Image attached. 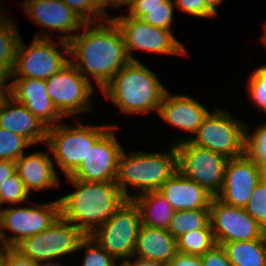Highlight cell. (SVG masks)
Segmentation results:
<instances>
[{
	"instance_id": "cell-1",
	"label": "cell",
	"mask_w": 266,
	"mask_h": 266,
	"mask_svg": "<svg viewBox=\"0 0 266 266\" xmlns=\"http://www.w3.org/2000/svg\"><path fill=\"white\" fill-rule=\"evenodd\" d=\"M95 24L85 23L68 43L72 64L89 82L93 78L102 90L130 60L119 26L113 20Z\"/></svg>"
},
{
	"instance_id": "cell-2",
	"label": "cell",
	"mask_w": 266,
	"mask_h": 266,
	"mask_svg": "<svg viewBox=\"0 0 266 266\" xmlns=\"http://www.w3.org/2000/svg\"><path fill=\"white\" fill-rule=\"evenodd\" d=\"M67 180L76 191L59 198L61 216L90 236L127 201L115 182Z\"/></svg>"
},
{
	"instance_id": "cell-3",
	"label": "cell",
	"mask_w": 266,
	"mask_h": 266,
	"mask_svg": "<svg viewBox=\"0 0 266 266\" xmlns=\"http://www.w3.org/2000/svg\"><path fill=\"white\" fill-rule=\"evenodd\" d=\"M167 89L157 74L139 61H129L101 92L126 114L158 113Z\"/></svg>"
},
{
	"instance_id": "cell-4",
	"label": "cell",
	"mask_w": 266,
	"mask_h": 266,
	"mask_svg": "<svg viewBox=\"0 0 266 266\" xmlns=\"http://www.w3.org/2000/svg\"><path fill=\"white\" fill-rule=\"evenodd\" d=\"M168 152H131L130 155H126L124 150L122 151L115 183L127 200L139 194L159 190L178 171L175 145ZM127 184L138 188L141 192L129 194Z\"/></svg>"
},
{
	"instance_id": "cell-5",
	"label": "cell",
	"mask_w": 266,
	"mask_h": 266,
	"mask_svg": "<svg viewBox=\"0 0 266 266\" xmlns=\"http://www.w3.org/2000/svg\"><path fill=\"white\" fill-rule=\"evenodd\" d=\"M112 126L77 124L69 127V124L64 126L58 123L48 128L46 144L65 177L70 176L80 166L90 148Z\"/></svg>"
},
{
	"instance_id": "cell-6",
	"label": "cell",
	"mask_w": 266,
	"mask_h": 266,
	"mask_svg": "<svg viewBox=\"0 0 266 266\" xmlns=\"http://www.w3.org/2000/svg\"><path fill=\"white\" fill-rule=\"evenodd\" d=\"M44 34H36L29 47L20 38L11 78L46 80L70 62L66 57V54L70 55L69 43L59 40L60 46L65 49L64 52L60 51L57 49L59 45L51 42L50 35Z\"/></svg>"
},
{
	"instance_id": "cell-7",
	"label": "cell",
	"mask_w": 266,
	"mask_h": 266,
	"mask_svg": "<svg viewBox=\"0 0 266 266\" xmlns=\"http://www.w3.org/2000/svg\"><path fill=\"white\" fill-rule=\"evenodd\" d=\"M246 125L228 111L216 108L205 117L194 138L191 136L178 142L189 140L228 159L237 158L245 154Z\"/></svg>"
},
{
	"instance_id": "cell-8",
	"label": "cell",
	"mask_w": 266,
	"mask_h": 266,
	"mask_svg": "<svg viewBox=\"0 0 266 266\" xmlns=\"http://www.w3.org/2000/svg\"><path fill=\"white\" fill-rule=\"evenodd\" d=\"M86 235L61 215L46 230L23 238L13 248L33 262L55 261L61 256L74 254Z\"/></svg>"
},
{
	"instance_id": "cell-9",
	"label": "cell",
	"mask_w": 266,
	"mask_h": 266,
	"mask_svg": "<svg viewBox=\"0 0 266 266\" xmlns=\"http://www.w3.org/2000/svg\"><path fill=\"white\" fill-rule=\"evenodd\" d=\"M174 145L177 151L178 171L216 197L223 185L228 158L192 144L189 140Z\"/></svg>"
},
{
	"instance_id": "cell-10",
	"label": "cell",
	"mask_w": 266,
	"mask_h": 266,
	"mask_svg": "<svg viewBox=\"0 0 266 266\" xmlns=\"http://www.w3.org/2000/svg\"><path fill=\"white\" fill-rule=\"evenodd\" d=\"M140 226L139 210L132 200H127L90 236L115 260L122 262L133 257Z\"/></svg>"
},
{
	"instance_id": "cell-11",
	"label": "cell",
	"mask_w": 266,
	"mask_h": 266,
	"mask_svg": "<svg viewBox=\"0 0 266 266\" xmlns=\"http://www.w3.org/2000/svg\"><path fill=\"white\" fill-rule=\"evenodd\" d=\"M123 33L126 52L130 61H139L133 51H147L169 55H187L185 47L171 30L153 27L142 19L129 15L112 17Z\"/></svg>"
},
{
	"instance_id": "cell-12",
	"label": "cell",
	"mask_w": 266,
	"mask_h": 266,
	"mask_svg": "<svg viewBox=\"0 0 266 266\" xmlns=\"http://www.w3.org/2000/svg\"><path fill=\"white\" fill-rule=\"evenodd\" d=\"M45 83L49 98L63 117L91 111L94 87L71 61Z\"/></svg>"
},
{
	"instance_id": "cell-13",
	"label": "cell",
	"mask_w": 266,
	"mask_h": 266,
	"mask_svg": "<svg viewBox=\"0 0 266 266\" xmlns=\"http://www.w3.org/2000/svg\"><path fill=\"white\" fill-rule=\"evenodd\" d=\"M59 199L35 207H13L0 210V239L4 247H14L23 238L41 233L60 216ZM8 229L14 236L5 234Z\"/></svg>"
},
{
	"instance_id": "cell-14",
	"label": "cell",
	"mask_w": 266,
	"mask_h": 266,
	"mask_svg": "<svg viewBox=\"0 0 266 266\" xmlns=\"http://www.w3.org/2000/svg\"><path fill=\"white\" fill-rule=\"evenodd\" d=\"M209 209L216 244L260 239L266 234L244 208L228 205L213 197Z\"/></svg>"
},
{
	"instance_id": "cell-15",
	"label": "cell",
	"mask_w": 266,
	"mask_h": 266,
	"mask_svg": "<svg viewBox=\"0 0 266 266\" xmlns=\"http://www.w3.org/2000/svg\"><path fill=\"white\" fill-rule=\"evenodd\" d=\"M113 126L90 148L86 159L68 177L84 182H115L118 161L123 151Z\"/></svg>"
},
{
	"instance_id": "cell-16",
	"label": "cell",
	"mask_w": 266,
	"mask_h": 266,
	"mask_svg": "<svg viewBox=\"0 0 266 266\" xmlns=\"http://www.w3.org/2000/svg\"><path fill=\"white\" fill-rule=\"evenodd\" d=\"M261 179V167L246 154L228 159L223 185L216 197L228 205L244 208Z\"/></svg>"
},
{
	"instance_id": "cell-17",
	"label": "cell",
	"mask_w": 266,
	"mask_h": 266,
	"mask_svg": "<svg viewBox=\"0 0 266 266\" xmlns=\"http://www.w3.org/2000/svg\"><path fill=\"white\" fill-rule=\"evenodd\" d=\"M24 13L42 29L56 31L59 40L69 42L85 22L62 0H32L23 2Z\"/></svg>"
},
{
	"instance_id": "cell-18",
	"label": "cell",
	"mask_w": 266,
	"mask_h": 266,
	"mask_svg": "<svg viewBox=\"0 0 266 266\" xmlns=\"http://www.w3.org/2000/svg\"><path fill=\"white\" fill-rule=\"evenodd\" d=\"M9 96L23 104L48 128L64 118L49 98L44 79L15 78L10 82Z\"/></svg>"
},
{
	"instance_id": "cell-19",
	"label": "cell",
	"mask_w": 266,
	"mask_h": 266,
	"mask_svg": "<svg viewBox=\"0 0 266 266\" xmlns=\"http://www.w3.org/2000/svg\"><path fill=\"white\" fill-rule=\"evenodd\" d=\"M158 114L161 118L190 135L195 134L201 126L209 110L189 95H170L165 92Z\"/></svg>"
},
{
	"instance_id": "cell-20",
	"label": "cell",
	"mask_w": 266,
	"mask_h": 266,
	"mask_svg": "<svg viewBox=\"0 0 266 266\" xmlns=\"http://www.w3.org/2000/svg\"><path fill=\"white\" fill-rule=\"evenodd\" d=\"M0 128L24 136L33 145L47 140L48 127L9 95L0 101Z\"/></svg>"
},
{
	"instance_id": "cell-21",
	"label": "cell",
	"mask_w": 266,
	"mask_h": 266,
	"mask_svg": "<svg viewBox=\"0 0 266 266\" xmlns=\"http://www.w3.org/2000/svg\"><path fill=\"white\" fill-rule=\"evenodd\" d=\"M175 211L209 209L213 195L197 182L187 179L179 171L158 190Z\"/></svg>"
},
{
	"instance_id": "cell-22",
	"label": "cell",
	"mask_w": 266,
	"mask_h": 266,
	"mask_svg": "<svg viewBox=\"0 0 266 266\" xmlns=\"http://www.w3.org/2000/svg\"><path fill=\"white\" fill-rule=\"evenodd\" d=\"M15 164L16 173L29 193L31 190L39 192L59 186V177L49 152L23 154Z\"/></svg>"
},
{
	"instance_id": "cell-23",
	"label": "cell",
	"mask_w": 266,
	"mask_h": 266,
	"mask_svg": "<svg viewBox=\"0 0 266 266\" xmlns=\"http://www.w3.org/2000/svg\"><path fill=\"white\" fill-rule=\"evenodd\" d=\"M177 252L176 238L167 229L141 224L133 253L135 259L166 266Z\"/></svg>"
},
{
	"instance_id": "cell-24",
	"label": "cell",
	"mask_w": 266,
	"mask_h": 266,
	"mask_svg": "<svg viewBox=\"0 0 266 266\" xmlns=\"http://www.w3.org/2000/svg\"><path fill=\"white\" fill-rule=\"evenodd\" d=\"M131 200L139 210L141 224L158 229L168 228L175 210L158 190L139 194Z\"/></svg>"
},
{
	"instance_id": "cell-25",
	"label": "cell",
	"mask_w": 266,
	"mask_h": 266,
	"mask_svg": "<svg viewBox=\"0 0 266 266\" xmlns=\"http://www.w3.org/2000/svg\"><path fill=\"white\" fill-rule=\"evenodd\" d=\"M222 246L232 266H266V234L260 239L228 242Z\"/></svg>"
},
{
	"instance_id": "cell-26",
	"label": "cell",
	"mask_w": 266,
	"mask_h": 266,
	"mask_svg": "<svg viewBox=\"0 0 266 266\" xmlns=\"http://www.w3.org/2000/svg\"><path fill=\"white\" fill-rule=\"evenodd\" d=\"M210 224V209L178 210L173 214L167 231L174 237L205 229Z\"/></svg>"
},
{
	"instance_id": "cell-27",
	"label": "cell",
	"mask_w": 266,
	"mask_h": 266,
	"mask_svg": "<svg viewBox=\"0 0 266 266\" xmlns=\"http://www.w3.org/2000/svg\"><path fill=\"white\" fill-rule=\"evenodd\" d=\"M177 251L192 255H204L215 244L212 226L183 234L176 239Z\"/></svg>"
},
{
	"instance_id": "cell-28",
	"label": "cell",
	"mask_w": 266,
	"mask_h": 266,
	"mask_svg": "<svg viewBox=\"0 0 266 266\" xmlns=\"http://www.w3.org/2000/svg\"><path fill=\"white\" fill-rule=\"evenodd\" d=\"M13 21H9L0 29V64L10 73L14 68L16 51L21 38Z\"/></svg>"
},
{
	"instance_id": "cell-29",
	"label": "cell",
	"mask_w": 266,
	"mask_h": 266,
	"mask_svg": "<svg viewBox=\"0 0 266 266\" xmlns=\"http://www.w3.org/2000/svg\"><path fill=\"white\" fill-rule=\"evenodd\" d=\"M30 145L33 144L24 136L0 128V160L16 161Z\"/></svg>"
},
{
	"instance_id": "cell-30",
	"label": "cell",
	"mask_w": 266,
	"mask_h": 266,
	"mask_svg": "<svg viewBox=\"0 0 266 266\" xmlns=\"http://www.w3.org/2000/svg\"><path fill=\"white\" fill-rule=\"evenodd\" d=\"M249 126L246 125L245 154L258 166L266 164V122L250 135Z\"/></svg>"
},
{
	"instance_id": "cell-31",
	"label": "cell",
	"mask_w": 266,
	"mask_h": 266,
	"mask_svg": "<svg viewBox=\"0 0 266 266\" xmlns=\"http://www.w3.org/2000/svg\"><path fill=\"white\" fill-rule=\"evenodd\" d=\"M85 251L82 266H119L103 247H101L91 236H86L79 244L78 250ZM116 262V263H115Z\"/></svg>"
},
{
	"instance_id": "cell-32",
	"label": "cell",
	"mask_w": 266,
	"mask_h": 266,
	"mask_svg": "<svg viewBox=\"0 0 266 266\" xmlns=\"http://www.w3.org/2000/svg\"><path fill=\"white\" fill-rule=\"evenodd\" d=\"M173 0H165L164 6H154L153 8H142V20L153 27L171 30L173 21Z\"/></svg>"
},
{
	"instance_id": "cell-33",
	"label": "cell",
	"mask_w": 266,
	"mask_h": 266,
	"mask_svg": "<svg viewBox=\"0 0 266 266\" xmlns=\"http://www.w3.org/2000/svg\"><path fill=\"white\" fill-rule=\"evenodd\" d=\"M244 209L266 232V181L261 179L255 186Z\"/></svg>"
},
{
	"instance_id": "cell-34",
	"label": "cell",
	"mask_w": 266,
	"mask_h": 266,
	"mask_svg": "<svg viewBox=\"0 0 266 266\" xmlns=\"http://www.w3.org/2000/svg\"><path fill=\"white\" fill-rule=\"evenodd\" d=\"M30 193L26 190L22 180L15 173L7 178L1 184L0 205L9 203V205L21 204L29 200Z\"/></svg>"
},
{
	"instance_id": "cell-35",
	"label": "cell",
	"mask_w": 266,
	"mask_h": 266,
	"mask_svg": "<svg viewBox=\"0 0 266 266\" xmlns=\"http://www.w3.org/2000/svg\"><path fill=\"white\" fill-rule=\"evenodd\" d=\"M247 83L250 99L266 114V65L256 68Z\"/></svg>"
},
{
	"instance_id": "cell-36",
	"label": "cell",
	"mask_w": 266,
	"mask_h": 266,
	"mask_svg": "<svg viewBox=\"0 0 266 266\" xmlns=\"http://www.w3.org/2000/svg\"><path fill=\"white\" fill-rule=\"evenodd\" d=\"M179 10L200 18H214L215 16L205 7L203 0H174Z\"/></svg>"
},
{
	"instance_id": "cell-37",
	"label": "cell",
	"mask_w": 266,
	"mask_h": 266,
	"mask_svg": "<svg viewBox=\"0 0 266 266\" xmlns=\"http://www.w3.org/2000/svg\"><path fill=\"white\" fill-rule=\"evenodd\" d=\"M70 9H72L85 23L101 21L91 7L90 0H62ZM97 19V20H95Z\"/></svg>"
},
{
	"instance_id": "cell-38",
	"label": "cell",
	"mask_w": 266,
	"mask_h": 266,
	"mask_svg": "<svg viewBox=\"0 0 266 266\" xmlns=\"http://www.w3.org/2000/svg\"><path fill=\"white\" fill-rule=\"evenodd\" d=\"M203 266H232L227 252L222 245L215 244L204 255H201Z\"/></svg>"
},
{
	"instance_id": "cell-39",
	"label": "cell",
	"mask_w": 266,
	"mask_h": 266,
	"mask_svg": "<svg viewBox=\"0 0 266 266\" xmlns=\"http://www.w3.org/2000/svg\"><path fill=\"white\" fill-rule=\"evenodd\" d=\"M3 266H36V263L22 256L13 247H5L3 249Z\"/></svg>"
},
{
	"instance_id": "cell-40",
	"label": "cell",
	"mask_w": 266,
	"mask_h": 266,
	"mask_svg": "<svg viewBox=\"0 0 266 266\" xmlns=\"http://www.w3.org/2000/svg\"><path fill=\"white\" fill-rule=\"evenodd\" d=\"M165 0H131L129 16L141 19L142 8H153L154 6H164Z\"/></svg>"
},
{
	"instance_id": "cell-41",
	"label": "cell",
	"mask_w": 266,
	"mask_h": 266,
	"mask_svg": "<svg viewBox=\"0 0 266 266\" xmlns=\"http://www.w3.org/2000/svg\"><path fill=\"white\" fill-rule=\"evenodd\" d=\"M166 266H203L201 256L177 252Z\"/></svg>"
},
{
	"instance_id": "cell-42",
	"label": "cell",
	"mask_w": 266,
	"mask_h": 266,
	"mask_svg": "<svg viewBox=\"0 0 266 266\" xmlns=\"http://www.w3.org/2000/svg\"><path fill=\"white\" fill-rule=\"evenodd\" d=\"M91 1V7L92 10L100 16V18L105 19V22L107 20H112V18L107 14V11L105 10V6H109L115 8L111 3L110 0H90ZM109 17V18H108Z\"/></svg>"
},
{
	"instance_id": "cell-43",
	"label": "cell",
	"mask_w": 266,
	"mask_h": 266,
	"mask_svg": "<svg viewBox=\"0 0 266 266\" xmlns=\"http://www.w3.org/2000/svg\"><path fill=\"white\" fill-rule=\"evenodd\" d=\"M16 173L15 161L0 160V183Z\"/></svg>"
},
{
	"instance_id": "cell-44",
	"label": "cell",
	"mask_w": 266,
	"mask_h": 266,
	"mask_svg": "<svg viewBox=\"0 0 266 266\" xmlns=\"http://www.w3.org/2000/svg\"><path fill=\"white\" fill-rule=\"evenodd\" d=\"M9 78H11V73L0 64V96L9 95L10 82H7Z\"/></svg>"
},
{
	"instance_id": "cell-45",
	"label": "cell",
	"mask_w": 266,
	"mask_h": 266,
	"mask_svg": "<svg viewBox=\"0 0 266 266\" xmlns=\"http://www.w3.org/2000/svg\"><path fill=\"white\" fill-rule=\"evenodd\" d=\"M131 259H127L125 261H122V263L119 266H165L159 263H152V262H146L141 261L138 259H134L133 261Z\"/></svg>"
},
{
	"instance_id": "cell-46",
	"label": "cell",
	"mask_w": 266,
	"mask_h": 266,
	"mask_svg": "<svg viewBox=\"0 0 266 266\" xmlns=\"http://www.w3.org/2000/svg\"><path fill=\"white\" fill-rule=\"evenodd\" d=\"M205 7L216 17L217 6L221 5L223 0H203Z\"/></svg>"
},
{
	"instance_id": "cell-47",
	"label": "cell",
	"mask_w": 266,
	"mask_h": 266,
	"mask_svg": "<svg viewBox=\"0 0 266 266\" xmlns=\"http://www.w3.org/2000/svg\"><path fill=\"white\" fill-rule=\"evenodd\" d=\"M131 0H110V3L115 7V8H120L121 6H130Z\"/></svg>"
},
{
	"instance_id": "cell-48",
	"label": "cell",
	"mask_w": 266,
	"mask_h": 266,
	"mask_svg": "<svg viewBox=\"0 0 266 266\" xmlns=\"http://www.w3.org/2000/svg\"><path fill=\"white\" fill-rule=\"evenodd\" d=\"M2 14L3 16H0V29L3 28L9 21L12 20L11 18L7 16L5 17L4 16L5 13H3V11H2Z\"/></svg>"
},
{
	"instance_id": "cell-49",
	"label": "cell",
	"mask_w": 266,
	"mask_h": 266,
	"mask_svg": "<svg viewBox=\"0 0 266 266\" xmlns=\"http://www.w3.org/2000/svg\"><path fill=\"white\" fill-rule=\"evenodd\" d=\"M60 263L54 261L38 262L36 266H61Z\"/></svg>"
},
{
	"instance_id": "cell-50",
	"label": "cell",
	"mask_w": 266,
	"mask_h": 266,
	"mask_svg": "<svg viewBox=\"0 0 266 266\" xmlns=\"http://www.w3.org/2000/svg\"><path fill=\"white\" fill-rule=\"evenodd\" d=\"M261 171H262V179L266 181V164L261 167Z\"/></svg>"
},
{
	"instance_id": "cell-51",
	"label": "cell",
	"mask_w": 266,
	"mask_h": 266,
	"mask_svg": "<svg viewBox=\"0 0 266 266\" xmlns=\"http://www.w3.org/2000/svg\"><path fill=\"white\" fill-rule=\"evenodd\" d=\"M262 41L265 43L266 45V22L264 24V33H263V36H262Z\"/></svg>"
},
{
	"instance_id": "cell-52",
	"label": "cell",
	"mask_w": 266,
	"mask_h": 266,
	"mask_svg": "<svg viewBox=\"0 0 266 266\" xmlns=\"http://www.w3.org/2000/svg\"><path fill=\"white\" fill-rule=\"evenodd\" d=\"M0 266H3V251L0 252Z\"/></svg>"
},
{
	"instance_id": "cell-53",
	"label": "cell",
	"mask_w": 266,
	"mask_h": 266,
	"mask_svg": "<svg viewBox=\"0 0 266 266\" xmlns=\"http://www.w3.org/2000/svg\"><path fill=\"white\" fill-rule=\"evenodd\" d=\"M4 248L5 247H4V245H3V243L1 242V239H0V252L3 251Z\"/></svg>"
}]
</instances>
